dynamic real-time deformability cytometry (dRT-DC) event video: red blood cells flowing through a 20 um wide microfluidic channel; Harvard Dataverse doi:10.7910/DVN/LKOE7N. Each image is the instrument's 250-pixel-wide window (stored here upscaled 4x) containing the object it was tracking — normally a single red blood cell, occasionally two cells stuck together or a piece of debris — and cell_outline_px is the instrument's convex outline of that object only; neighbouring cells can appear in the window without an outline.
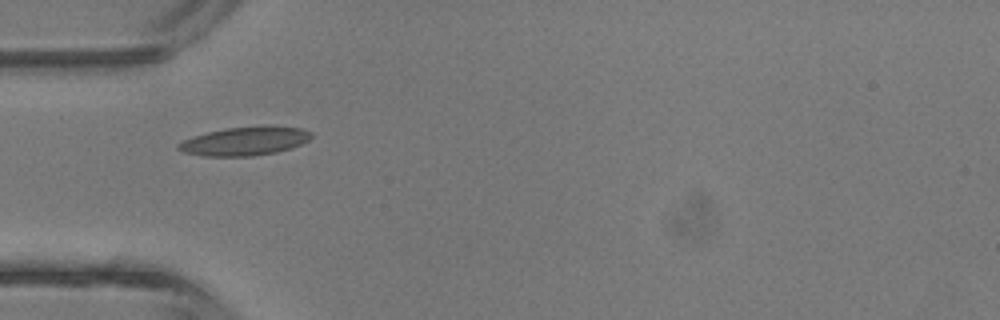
{"species": "common noctule bat (a hibernating species)", "species_latin": "Nyctalus noctula", "temperature_condition": "room temperature", "stored_images_in_passage": 31, "camera_frame_rate_fps": 3000, "um_per_image_px": 0.085, "animal": {"sex": "male", "body_mass_g": 13.3}, "frame": {"image": 1, "passage_image": 1, "time_ms": 0.0, "image_size_px": [1000, 320], "cell_outline_px": [[312, 136], [308, 140], [292, 148], [276, 152], [252, 156], [204, 156], [184, 152], [176, 148], [176, 144], [192, 136], [208, 132], [228, 128], [264, 124], [268, 124], [300, 128], [312, 132]], "centroid_in_image_um": [20.83, 11.97], "position_along_channel_um": 64.2, "area_um2": 22.48}}
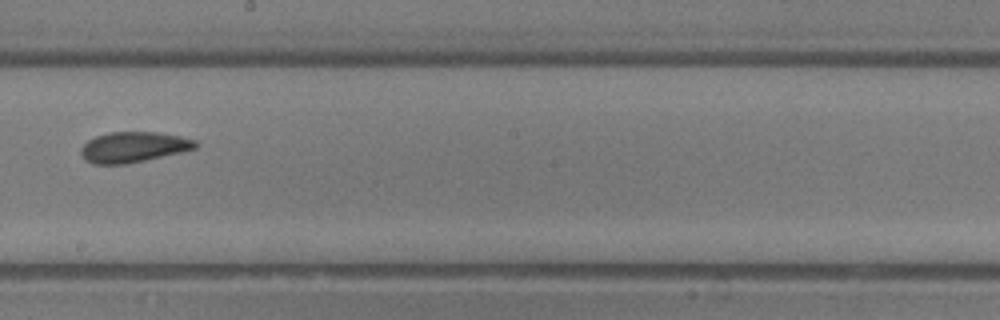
{"frame": {"image": 2, "passage_image": 12, "time_ms": 3.667, "image_size_px": [1000, 320], "cell_outline_px": [[200, 144], [196, 148], [180, 152], [128, 164], [92, 164], [84, 160], [80, 152], [80, 148], [88, 140], [96, 136], [108, 132], [156, 132], [180, 136], [196, 140]], "centroid_in_image_um": [11.32, 12.5], "position_along_channel_um": 236.9, "area_um2": 20.46}}
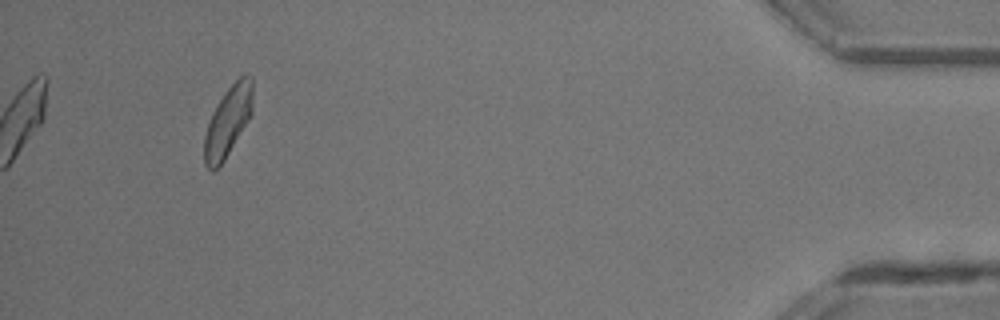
{"frame": {"image": 3, "passage_image": 28, "time_ms": 9.0, "image_size_px": [1000, 320], "cell_outline_px": [[252, 112], [248, 120], [224, 160], [212, 172], [204, 164], [204, 136], [212, 112], [224, 92], [244, 72], [252, 76]], "centroid_in_image_um": [19.37, 10.29], "position_along_channel_um": 415.8, "area_um2": 19.59}, "authors_computed_cell_mechanics": {"area_um2": 19.9988, "velocity_mm_per_s": 4.7343, "shape_relaxation_time_tau1_ms": 5.5248, "shape_relaxation_time_tau2_ms": 1.1921, "deformation_change_tau1": 0.1582, "deformation_change_tau2": 0.0804}}